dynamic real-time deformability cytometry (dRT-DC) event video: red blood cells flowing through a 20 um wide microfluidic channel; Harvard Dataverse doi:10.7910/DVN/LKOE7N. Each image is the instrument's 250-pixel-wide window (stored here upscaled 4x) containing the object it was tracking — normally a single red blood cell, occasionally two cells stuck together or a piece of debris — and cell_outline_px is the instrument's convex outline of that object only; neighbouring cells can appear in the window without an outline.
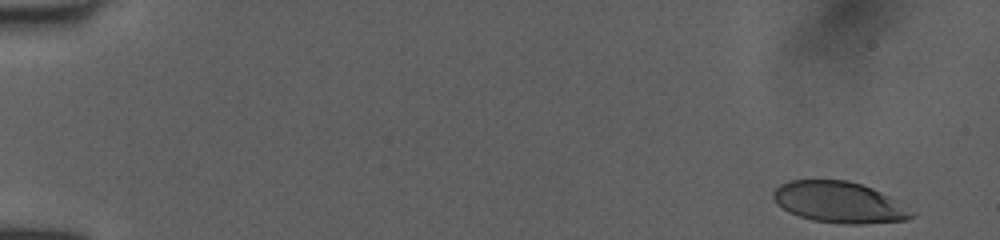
{"species": "human", "species_latin": "Homo sapiens", "temperature_condition": "room temperature", "stored_images_in_passage": 48, "camera_frame_rate_fps": 3000, "um_per_image_px": 0.085, "donor": {"sex": "female"}, "frame": {"image": 1, "passage_image": 2, "time_ms": 0.333, "image_size_px": [1000, 240], "cell_outline_px": [[916, 212], [912, 216], [904, 220], [860, 224], [844, 224], [812, 220], [788, 212], [776, 204], [772, 196], [772, 192], [780, 184], [792, 180], [848, 180], [872, 188], [888, 196]], "centroid_in_image_um": [71.29, 17.19], "position_along_channel_um": 13.7, "area_um2": 33.0}}
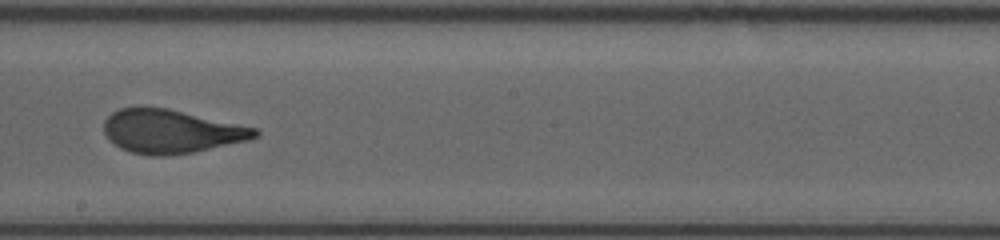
{"frame": {"image": 2, "passage_image": 27, "time_ms": 8.667, "image_size_px": [1000, 240], "cell_outline_px": [[260, 136], [248, 140], [192, 152], [164, 156], [148, 156], [132, 152], [120, 148], [104, 132], [104, 120], [112, 112], [120, 108], [136, 104], [168, 108], [256, 128], [260, 132]], "centroid_in_image_um": [14.51, 11.13], "position_along_channel_um": 233.7, "area_um2": 38.61}}
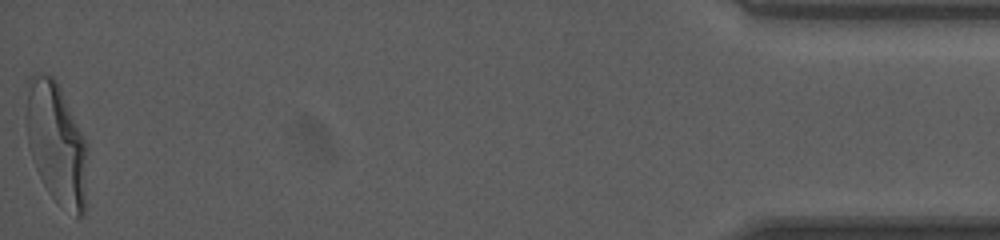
{"frame": {"image": 3, "passage_image": 48, "time_ms": 15.667, "image_size_px": [1000, 240], "cell_outline_px": [[88, 148], [84, 212], [80, 216], [76, 216], [60, 204], [48, 192], [36, 168], [28, 144], [28, 76], [36, 72], [40, 72], [52, 76], [56, 80], [88, 144]], "centroid_in_image_um": [4.83, 12.17], "position_along_channel_um": 430.4, "area_um2": 42.77}, "authors_computed_cell_mechanics": {"area_um2": 38.4948, "velocity_mm_per_s": 4.0352, "shape_relaxation_time_tau1_ms": 4.2365, "shape_relaxation_time_tau2_ms": null, "deformation_change_tau1": 0.2164, "deformation_change_tau2": null}}